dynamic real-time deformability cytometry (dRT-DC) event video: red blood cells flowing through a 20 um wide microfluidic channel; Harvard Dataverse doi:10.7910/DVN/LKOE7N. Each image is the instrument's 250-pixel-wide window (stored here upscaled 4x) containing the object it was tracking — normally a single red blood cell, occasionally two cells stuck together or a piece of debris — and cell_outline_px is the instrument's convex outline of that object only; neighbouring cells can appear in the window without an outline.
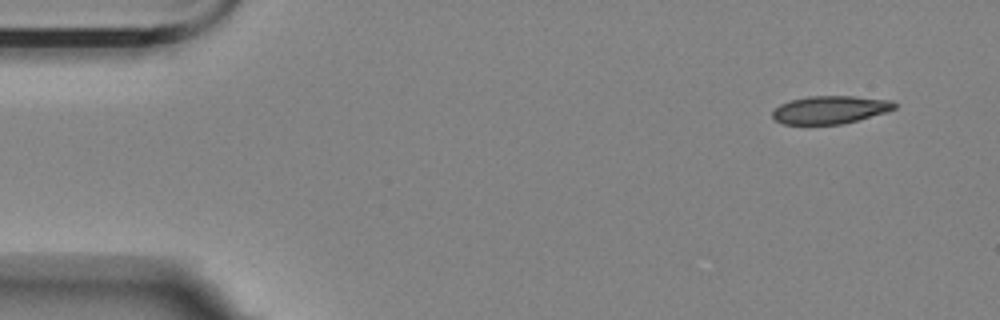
{"species": "Egyptian fruit bat (a non-hibernating species)", "species_latin": "Rousettus aegyptiacus", "temperature_condition": "room temperature", "stored_images_in_passage": 4, "camera_frame_rate_fps": 3000, "um_per_image_px": 0.085, "animal": {"sex": "female"}, "frame": {"image": 1, "passage_image": 1, "time_ms": 0.0, "image_size_px": [1000, 320], "cell_outline_px": [[896, 108], [888, 112], [844, 124], [784, 124], [776, 120], [772, 116], [772, 112], [780, 104], [792, 100], [808, 96], [852, 96], [892, 100], [896, 104]], "centroid_in_image_um": [70.6, 9.33], "position_along_channel_um": 14.4, "area_um2": 19.88}}
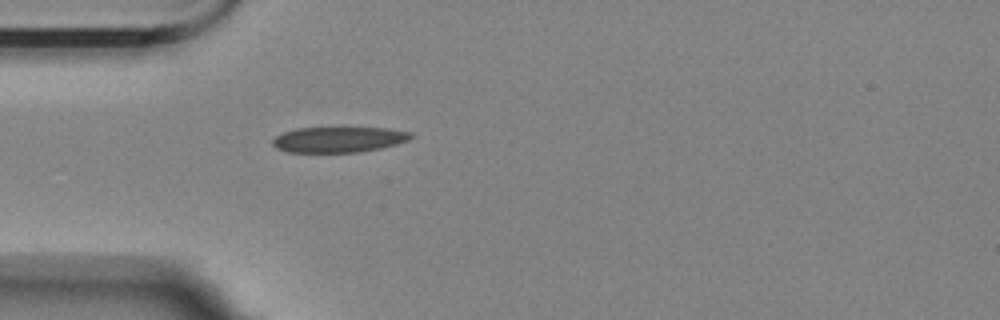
{"frame": {"image": 2, "passage_image": 4, "time_ms": 4.0, "image_size_px": [1000, 320], "cell_outline_px": [[412, 136], [408, 140], [396, 144], [380, 148], [356, 152], [288, 152], [276, 148], [272, 144], [272, 140], [276, 136], [284, 132], [296, 128], [388, 128], [412, 132]], "centroid_in_image_um": [28.77, 11.86], "position_along_channel_um": 56.2, "area_um2": 20.46}}